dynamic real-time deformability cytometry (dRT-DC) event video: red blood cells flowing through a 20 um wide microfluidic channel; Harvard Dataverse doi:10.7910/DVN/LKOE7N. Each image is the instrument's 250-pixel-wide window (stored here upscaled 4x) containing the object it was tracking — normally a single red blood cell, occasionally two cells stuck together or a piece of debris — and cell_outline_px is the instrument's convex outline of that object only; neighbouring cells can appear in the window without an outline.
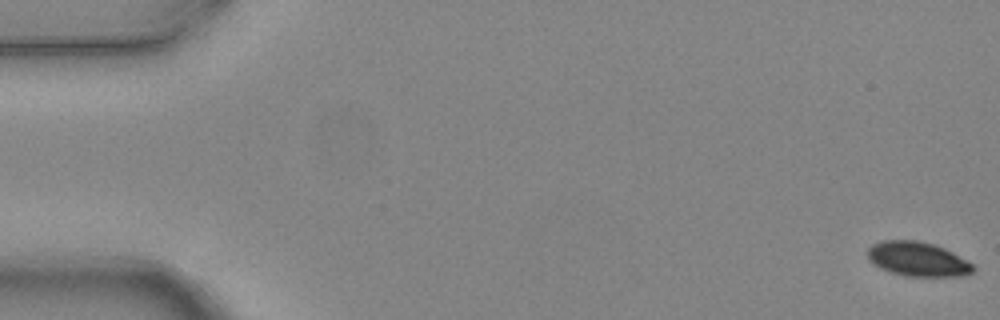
{"species": "common noctule bat (a hibernating species)", "species_latin": "Nyctalus noctula", "temperature_condition": "warm", "stored_images_in_passage": 5, "camera_frame_rate_fps": 3000, "um_per_image_px": 0.085, "animal": {"sex": "female", "body_mass_g": 24.6, "forearm_length_mm": 56.2}, "frame": {"image": 1, "passage_image": 1, "time_ms": 0.0, "image_size_px": [1000, 320], "cell_outline_px": [[976, 268], [968, 276], [908, 276], [892, 272], [880, 268], [868, 260], [868, 248], [872, 244], [880, 240], [916, 240], [936, 244], [952, 252], [972, 264]], "centroid_in_image_um": [78.0, 22.01], "position_along_channel_um": 7.0, "area_um2": 21.21}}
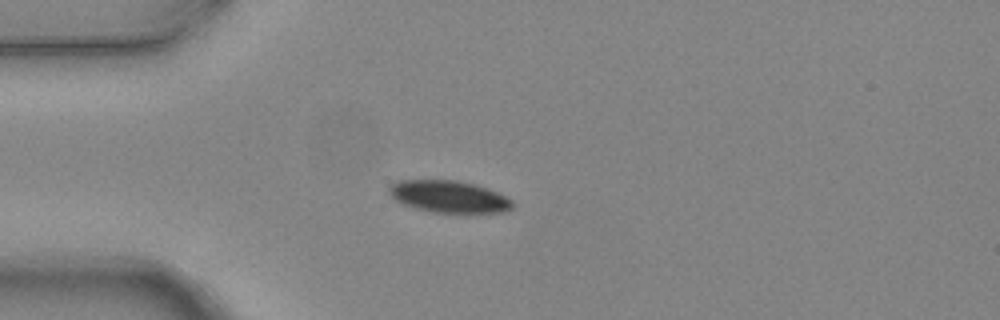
{"frame": {"image": 2, "passage_image": 5, "time_ms": 1.333, "image_size_px": [1000, 320], "cell_outline_px": [[516, 204], [512, 208], [504, 212], [432, 212], [416, 208], [404, 204], [396, 200], [388, 192], [388, 188], [396, 180], [456, 180], [472, 184], [496, 192], [512, 200]], "centroid_in_image_um": [38.14, 16.71], "position_along_channel_um": 46.9, "area_um2": 22.72}}